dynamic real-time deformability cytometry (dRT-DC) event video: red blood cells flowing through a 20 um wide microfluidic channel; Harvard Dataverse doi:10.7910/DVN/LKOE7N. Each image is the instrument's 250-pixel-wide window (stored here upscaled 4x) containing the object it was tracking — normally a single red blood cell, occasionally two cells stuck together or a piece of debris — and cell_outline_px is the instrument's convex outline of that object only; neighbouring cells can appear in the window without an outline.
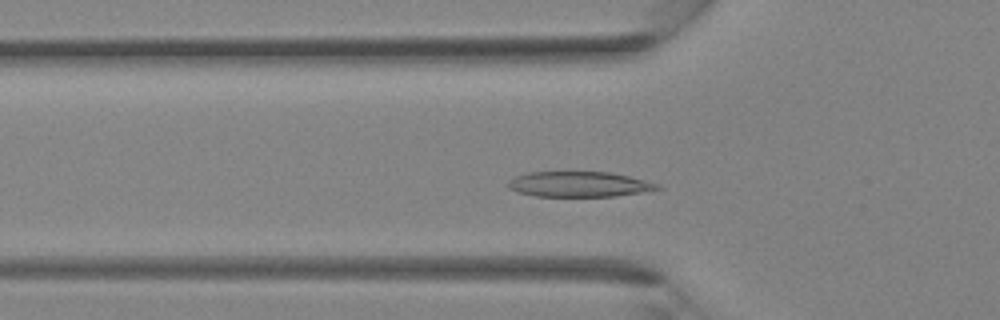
{"species": "Egyptian fruit bat (a non-hibernating species)", "species_latin": "Rousettus aegyptiacus", "temperature_condition": "room temperature", "stored_images_in_passage": 34, "camera_frame_rate_fps": 3000, "um_per_image_px": 0.085, "animal": {"sex": "female"}, "frame": {"image": 1, "passage_image": 9, "time_ms": 2.667, "image_size_px": [1000, 320], "cell_outline_px": [[664, 188], [616, 196], [536, 196], [516, 192], [508, 188], [508, 180], [516, 176], [528, 172], [608, 172], [628, 176], [660, 184]], "centroid_in_image_um": [49.2, 15.66], "position_along_channel_um": 76.6, "area_um2": 21.96}}
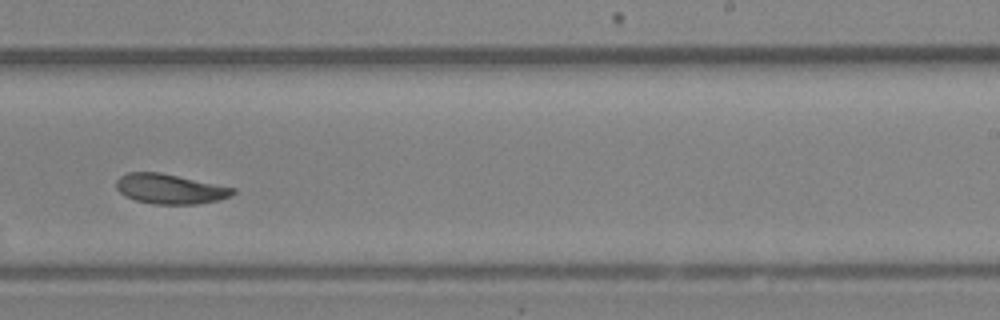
{"frame": {"image": 2, "passage_image": 20, "time_ms": 6.333, "image_size_px": [1000, 320], "cell_outline_px": [[236, 192], [228, 196], [216, 200], [196, 204], [152, 204], [136, 200], [124, 196], [116, 188], [116, 180], [120, 176], [128, 172], [160, 172], [236, 188]], "centroid_in_image_um": [14.41, 16.05], "position_along_channel_um": 274.6, "area_um2": 20.23}}
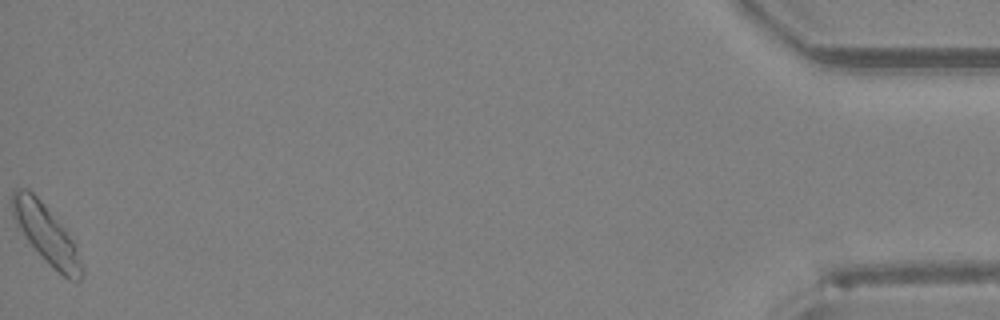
{"frame": {"image": 3, "passage_image": 34, "time_ms": 11.0, "image_size_px": [1000, 320], "cell_outline_px": [[84, 272], [80, 280], [68, 280], [44, 260], [28, 240], [12, 216], [12, 192], [16, 188], [28, 188], [40, 200], [60, 224], [72, 240], [76, 248], [84, 268]], "centroid_in_image_um": [3.93, 19.91], "position_along_channel_um": 431.3, "area_um2": 23.0}}